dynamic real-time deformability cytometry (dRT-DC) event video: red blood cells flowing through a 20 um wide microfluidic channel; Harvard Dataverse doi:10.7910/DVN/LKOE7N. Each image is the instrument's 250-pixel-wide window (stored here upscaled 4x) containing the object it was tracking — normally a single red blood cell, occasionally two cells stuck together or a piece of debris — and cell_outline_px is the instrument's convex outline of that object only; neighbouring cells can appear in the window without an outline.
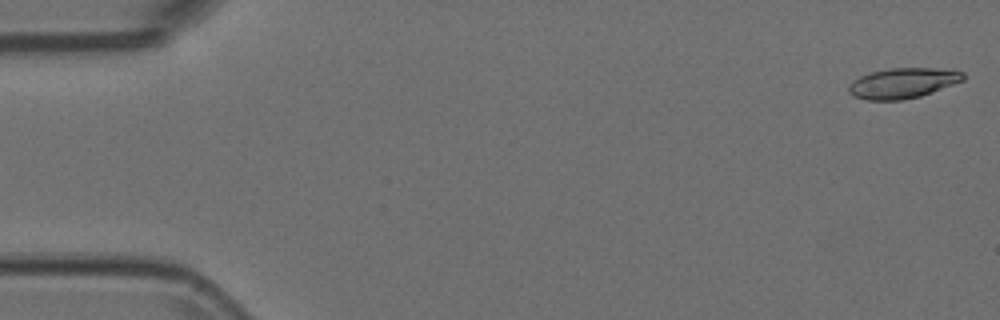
{"species": "Egyptian fruit bat (a non-hibernating species)", "species_latin": "Rousettus aegyptiacus", "temperature_condition": "room temperature", "stored_images_in_passage": 54, "camera_frame_rate_fps": 3000, "um_per_image_px": 0.085, "animal": {"sex": "female"}, "frame": {"image": 1, "passage_image": 1, "time_ms": 0.0, "image_size_px": [1000, 320], "cell_outline_px": [[964, 80], [920, 96], [900, 100], [868, 100], [852, 96], [848, 92], [848, 84], [852, 80], [860, 76], [872, 72], [888, 68], [952, 68], [964, 72]], "centroid_in_image_um": [76.73, 7.05], "position_along_channel_um": 8.3, "area_um2": 20.4}}
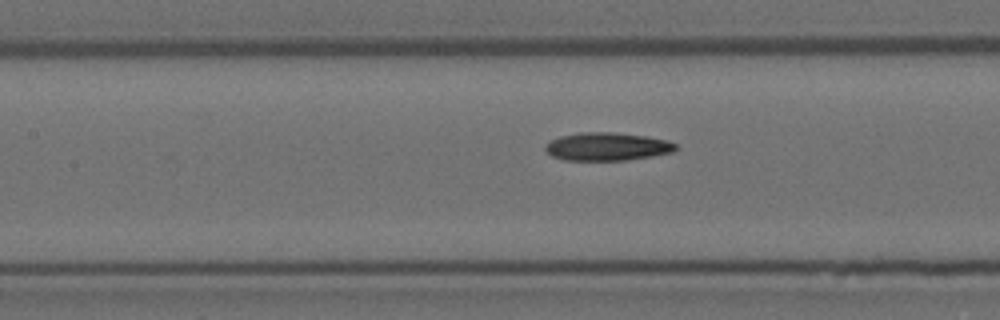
{"frame": {"image": 2, "passage_image": 24, "time_ms": 7.667, "image_size_px": [1000, 320], "cell_outline_px": [[676, 148], [672, 152], [652, 156], [628, 160], [564, 160], [552, 156], [544, 148], [552, 140], [560, 136], [580, 132], [616, 132], [648, 136], [668, 140], [676, 144]], "centroid_in_image_um": [51.63, 12.45], "position_along_channel_um": 155.8, "area_um2": 21.33}}
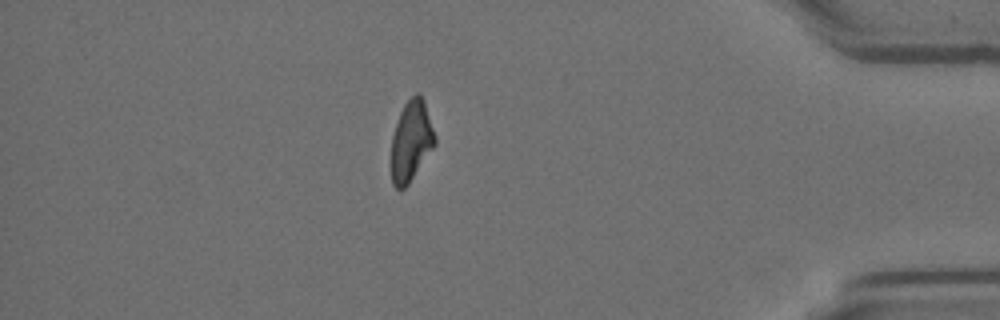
{"frame": {"image": 3, "passage_image": 47, "time_ms": 15.333, "image_size_px": [1000, 320], "cell_outline_px": [[436, 144], [408, 184], [404, 188], [396, 188], [392, 184], [392, 136], [400, 112], [404, 104], [416, 92], [420, 92], [424, 100], [436, 136]], "centroid_in_image_um": [34.97, 11.95], "position_along_channel_um": 400.2, "area_um2": 20.35}}